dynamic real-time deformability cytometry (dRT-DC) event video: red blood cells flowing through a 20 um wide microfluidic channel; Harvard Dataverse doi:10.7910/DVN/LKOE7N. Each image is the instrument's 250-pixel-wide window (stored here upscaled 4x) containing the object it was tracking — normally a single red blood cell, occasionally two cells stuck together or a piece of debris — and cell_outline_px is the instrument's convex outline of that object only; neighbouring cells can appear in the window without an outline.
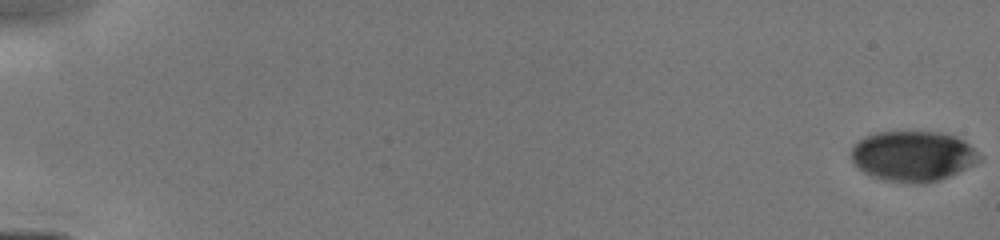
{"species": "human", "species_latin": "Homo sapiens", "temperature_condition": "cold", "stored_images_in_passage": 16, "camera_frame_rate_fps": 3000, "um_per_image_px": 0.085, "donor": {"sex": "male"}, "frame": {"image": 1, "passage_image": 1, "time_ms": 0.0, "image_size_px": [1000, 240], "cell_outline_px": [[984, 160], [940, 180], [924, 184], [916, 184], [884, 180], [872, 176], [864, 172], [852, 160], [852, 144], [856, 140], [864, 136], [876, 132], [940, 132], [956, 136], [964, 140]], "centroid_in_image_um": [77.6, 13.27], "position_along_channel_um": 7.4, "area_um2": 37.8}}
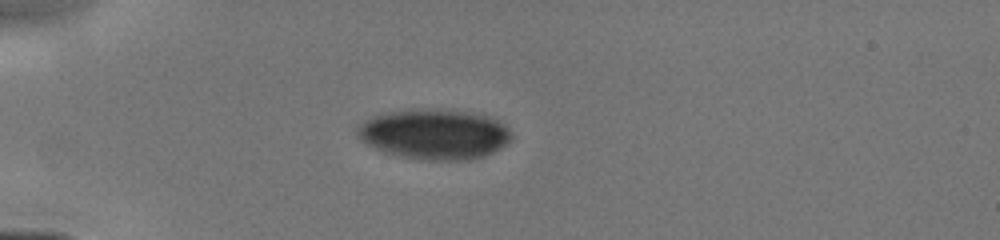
{"frame": {"image": 2, "passage_image": 14, "time_ms": 4.667, "image_size_px": [1000, 240], "cell_outline_px": [[512, 140], [500, 148], [484, 156], [468, 160], [420, 160], [400, 156], [384, 152], [360, 140], [356, 136], [356, 128], [364, 120], [372, 116], [412, 108], [424, 108], [464, 112], [496, 116], [508, 128], [512, 136]], "centroid_in_image_um": [36.94, 11.4], "position_along_channel_um": 48.1, "area_um2": 45.49}}
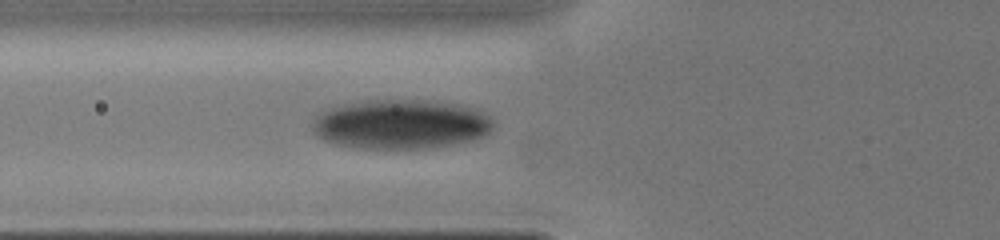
{"frame": {"image": 3, "passage_image": 16, "time_ms": 6.333, "image_size_px": [1000, 240], "cell_outline_px": [[492, 128], [488, 136], [472, 140], [428, 148], [360, 148], [332, 144], [316, 136], [312, 128], [316, 116], [332, 108], [344, 104], [368, 100], [424, 100], [456, 104], [476, 108], [492, 116]], "centroid_in_image_um": [34.11, 10.56], "position_along_channel_um": 91.7, "area_um2": 52.14}}